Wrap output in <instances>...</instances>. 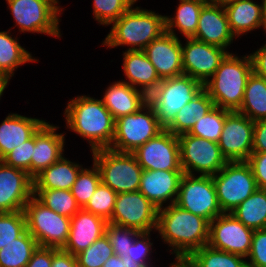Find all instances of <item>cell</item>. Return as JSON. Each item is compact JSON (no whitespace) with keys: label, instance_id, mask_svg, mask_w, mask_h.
Segmentation results:
<instances>
[{"label":"cell","instance_id":"6da1fadb","mask_svg":"<svg viewBox=\"0 0 266 267\" xmlns=\"http://www.w3.org/2000/svg\"><path fill=\"white\" fill-rule=\"evenodd\" d=\"M210 222L177 204L158 209L157 228L173 250L176 262H184L194 251L207 245Z\"/></svg>","mask_w":266,"mask_h":267},{"label":"cell","instance_id":"3957f363","mask_svg":"<svg viewBox=\"0 0 266 267\" xmlns=\"http://www.w3.org/2000/svg\"><path fill=\"white\" fill-rule=\"evenodd\" d=\"M240 58L229 53L204 84L214 105L228 111L240 109L248 78L253 72L250 55Z\"/></svg>","mask_w":266,"mask_h":267},{"label":"cell","instance_id":"6f0895ef","mask_svg":"<svg viewBox=\"0 0 266 267\" xmlns=\"http://www.w3.org/2000/svg\"><path fill=\"white\" fill-rule=\"evenodd\" d=\"M169 267H187V266L183 262L179 263L175 261V263H172Z\"/></svg>","mask_w":266,"mask_h":267},{"label":"cell","instance_id":"8fae6325","mask_svg":"<svg viewBox=\"0 0 266 267\" xmlns=\"http://www.w3.org/2000/svg\"><path fill=\"white\" fill-rule=\"evenodd\" d=\"M178 137L182 171L194 175H215L227 163L218 143L184 133ZM194 172V173H193Z\"/></svg>","mask_w":266,"mask_h":267},{"label":"cell","instance_id":"b9f144b4","mask_svg":"<svg viewBox=\"0 0 266 267\" xmlns=\"http://www.w3.org/2000/svg\"><path fill=\"white\" fill-rule=\"evenodd\" d=\"M27 230L24 211L0 213V250Z\"/></svg>","mask_w":266,"mask_h":267},{"label":"cell","instance_id":"1f68e13d","mask_svg":"<svg viewBox=\"0 0 266 267\" xmlns=\"http://www.w3.org/2000/svg\"><path fill=\"white\" fill-rule=\"evenodd\" d=\"M252 230L266 228V189H257L230 212Z\"/></svg>","mask_w":266,"mask_h":267},{"label":"cell","instance_id":"ffe728a7","mask_svg":"<svg viewBox=\"0 0 266 267\" xmlns=\"http://www.w3.org/2000/svg\"><path fill=\"white\" fill-rule=\"evenodd\" d=\"M192 37L226 49L235 36L231 33L225 8L206 3L200 12L196 33Z\"/></svg>","mask_w":266,"mask_h":267},{"label":"cell","instance_id":"5b68a950","mask_svg":"<svg viewBox=\"0 0 266 267\" xmlns=\"http://www.w3.org/2000/svg\"><path fill=\"white\" fill-rule=\"evenodd\" d=\"M204 89V84L182 74L162 80L148 95L160 125L166 129L175 119L177 112Z\"/></svg>","mask_w":266,"mask_h":267},{"label":"cell","instance_id":"74e56055","mask_svg":"<svg viewBox=\"0 0 266 267\" xmlns=\"http://www.w3.org/2000/svg\"><path fill=\"white\" fill-rule=\"evenodd\" d=\"M100 182V172L94 162L92 170L87 168L80 170L71 188V193L80 208L86 206Z\"/></svg>","mask_w":266,"mask_h":267},{"label":"cell","instance_id":"c3c4849f","mask_svg":"<svg viewBox=\"0 0 266 267\" xmlns=\"http://www.w3.org/2000/svg\"><path fill=\"white\" fill-rule=\"evenodd\" d=\"M52 266V248L41 247L33 252L32 257L26 267H51Z\"/></svg>","mask_w":266,"mask_h":267},{"label":"cell","instance_id":"bcb514c9","mask_svg":"<svg viewBox=\"0 0 266 267\" xmlns=\"http://www.w3.org/2000/svg\"><path fill=\"white\" fill-rule=\"evenodd\" d=\"M247 258L248 267H266V228L254 230Z\"/></svg>","mask_w":266,"mask_h":267},{"label":"cell","instance_id":"44dd1931","mask_svg":"<svg viewBox=\"0 0 266 267\" xmlns=\"http://www.w3.org/2000/svg\"><path fill=\"white\" fill-rule=\"evenodd\" d=\"M183 175V171L143 170L139 191L158 209L168 200L174 204Z\"/></svg>","mask_w":266,"mask_h":267},{"label":"cell","instance_id":"d6986e66","mask_svg":"<svg viewBox=\"0 0 266 267\" xmlns=\"http://www.w3.org/2000/svg\"><path fill=\"white\" fill-rule=\"evenodd\" d=\"M155 67L161 80L184 74L182 47L178 36L164 32L143 50Z\"/></svg>","mask_w":266,"mask_h":267},{"label":"cell","instance_id":"7a4b0ae2","mask_svg":"<svg viewBox=\"0 0 266 267\" xmlns=\"http://www.w3.org/2000/svg\"><path fill=\"white\" fill-rule=\"evenodd\" d=\"M65 109L67 128L88 141L91 150L109 148L115 135V120L99 99L78 96Z\"/></svg>","mask_w":266,"mask_h":267},{"label":"cell","instance_id":"4fadbf2b","mask_svg":"<svg viewBox=\"0 0 266 267\" xmlns=\"http://www.w3.org/2000/svg\"><path fill=\"white\" fill-rule=\"evenodd\" d=\"M158 208L139 190L118 193L108 223L148 232L157 228Z\"/></svg>","mask_w":266,"mask_h":267},{"label":"cell","instance_id":"816d5d0a","mask_svg":"<svg viewBox=\"0 0 266 267\" xmlns=\"http://www.w3.org/2000/svg\"><path fill=\"white\" fill-rule=\"evenodd\" d=\"M253 72L266 79V44L250 54Z\"/></svg>","mask_w":266,"mask_h":267},{"label":"cell","instance_id":"e0dca14e","mask_svg":"<svg viewBox=\"0 0 266 267\" xmlns=\"http://www.w3.org/2000/svg\"><path fill=\"white\" fill-rule=\"evenodd\" d=\"M186 39L185 46L181 42L184 74L205 84L230 52L193 37Z\"/></svg>","mask_w":266,"mask_h":267},{"label":"cell","instance_id":"7c38bea8","mask_svg":"<svg viewBox=\"0 0 266 267\" xmlns=\"http://www.w3.org/2000/svg\"><path fill=\"white\" fill-rule=\"evenodd\" d=\"M175 204L207 219L209 222L223 214L218 203L212 176L209 175L196 177L184 173Z\"/></svg>","mask_w":266,"mask_h":267},{"label":"cell","instance_id":"ab89813d","mask_svg":"<svg viewBox=\"0 0 266 267\" xmlns=\"http://www.w3.org/2000/svg\"><path fill=\"white\" fill-rule=\"evenodd\" d=\"M116 197V192L109 186L100 182L83 209L104 218L108 222L114 210Z\"/></svg>","mask_w":266,"mask_h":267},{"label":"cell","instance_id":"f5cc1de1","mask_svg":"<svg viewBox=\"0 0 266 267\" xmlns=\"http://www.w3.org/2000/svg\"><path fill=\"white\" fill-rule=\"evenodd\" d=\"M102 267H130V264L125 257L114 254L103 264Z\"/></svg>","mask_w":266,"mask_h":267},{"label":"cell","instance_id":"d6a6232c","mask_svg":"<svg viewBox=\"0 0 266 267\" xmlns=\"http://www.w3.org/2000/svg\"><path fill=\"white\" fill-rule=\"evenodd\" d=\"M175 17H165L166 31L176 36V27L184 37H192L197 30L199 15L203 6L207 3L199 0H179Z\"/></svg>","mask_w":266,"mask_h":267},{"label":"cell","instance_id":"52a82bcc","mask_svg":"<svg viewBox=\"0 0 266 267\" xmlns=\"http://www.w3.org/2000/svg\"><path fill=\"white\" fill-rule=\"evenodd\" d=\"M27 231L41 247L63 249L69 237L71 218L42 204L34 195L24 208Z\"/></svg>","mask_w":266,"mask_h":267},{"label":"cell","instance_id":"ac0fdd59","mask_svg":"<svg viewBox=\"0 0 266 267\" xmlns=\"http://www.w3.org/2000/svg\"><path fill=\"white\" fill-rule=\"evenodd\" d=\"M34 195V180L25 170L0 160V213L23 211Z\"/></svg>","mask_w":266,"mask_h":267},{"label":"cell","instance_id":"f546056e","mask_svg":"<svg viewBox=\"0 0 266 267\" xmlns=\"http://www.w3.org/2000/svg\"><path fill=\"white\" fill-rule=\"evenodd\" d=\"M26 62H37L32 55L12 38L10 30L0 32V77L10 81L14 71Z\"/></svg>","mask_w":266,"mask_h":267},{"label":"cell","instance_id":"d590c367","mask_svg":"<svg viewBox=\"0 0 266 267\" xmlns=\"http://www.w3.org/2000/svg\"><path fill=\"white\" fill-rule=\"evenodd\" d=\"M34 196L52 211L68 218L73 217L81 209L71 190L34 189Z\"/></svg>","mask_w":266,"mask_h":267},{"label":"cell","instance_id":"83f0119b","mask_svg":"<svg viewBox=\"0 0 266 267\" xmlns=\"http://www.w3.org/2000/svg\"><path fill=\"white\" fill-rule=\"evenodd\" d=\"M231 33L239 37L262 25V5L253 0H237L225 7Z\"/></svg>","mask_w":266,"mask_h":267},{"label":"cell","instance_id":"d4e9b609","mask_svg":"<svg viewBox=\"0 0 266 267\" xmlns=\"http://www.w3.org/2000/svg\"><path fill=\"white\" fill-rule=\"evenodd\" d=\"M123 56L124 74L130 83L125 80L123 82L134 88L141 86L140 90L148 96L162 81L155 67L143 50H126Z\"/></svg>","mask_w":266,"mask_h":267},{"label":"cell","instance_id":"60d3db41","mask_svg":"<svg viewBox=\"0 0 266 267\" xmlns=\"http://www.w3.org/2000/svg\"><path fill=\"white\" fill-rule=\"evenodd\" d=\"M136 2L137 0H93V14L98 23L110 25Z\"/></svg>","mask_w":266,"mask_h":267},{"label":"cell","instance_id":"f1b7e54d","mask_svg":"<svg viewBox=\"0 0 266 267\" xmlns=\"http://www.w3.org/2000/svg\"><path fill=\"white\" fill-rule=\"evenodd\" d=\"M214 106L213 100L204 88L196 97L177 112L175 119L166 130L176 136L188 133L193 125Z\"/></svg>","mask_w":266,"mask_h":267},{"label":"cell","instance_id":"2e32d148","mask_svg":"<svg viewBox=\"0 0 266 267\" xmlns=\"http://www.w3.org/2000/svg\"><path fill=\"white\" fill-rule=\"evenodd\" d=\"M132 153L143 170L182 171L178 137L166 129Z\"/></svg>","mask_w":266,"mask_h":267},{"label":"cell","instance_id":"5bb4252c","mask_svg":"<svg viewBox=\"0 0 266 267\" xmlns=\"http://www.w3.org/2000/svg\"><path fill=\"white\" fill-rule=\"evenodd\" d=\"M253 233L254 230L231 213H223L210 222L207 245L246 258L251 249Z\"/></svg>","mask_w":266,"mask_h":267},{"label":"cell","instance_id":"836d02e7","mask_svg":"<svg viewBox=\"0 0 266 267\" xmlns=\"http://www.w3.org/2000/svg\"><path fill=\"white\" fill-rule=\"evenodd\" d=\"M183 263L187 267H248L246 258L208 245L194 251Z\"/></svg>","mask_w":266,"mask_h":267},{"label":"cell","instance_id":"db71d44e","mask_svg":"<svg viewBox=\"0 0 266 267\" xmlns=\"http://www.w3.org/2000/svg\"><path fill=\"white\" fill-rule=\"evenodd\" d=\"M235 1L237 0H207V3L225 7L226 5L233 3Z\"/></svg>","mask_w":266,"mask_h":267},{"label":"cell","instance_id":"7bdbcfd3","mask_svg":"<svg viewBox=\"0 0 266 267\" xmlns=\"http://www.w3.org/2000/svg\"><path fill=\"white\" fill-rule=\"evenodd\" d=\"M140 232L129 227L119 226L113 223H107L105 235L113 248L114 254L126 257L130 246L133 244L135 237Z\"/></svg>","mask_w":266,"mask_h":267},{"label":"cell","instance_id":"4dcf8cb0","mask_svg":"<svg viewBox=\"0 0 266 267\" xmlns=\"http://www.w3.org/2000/svg\"><path fill=\"white\" fill-rule=\"evenodd\" d=\"M238 112L253 122L266 120V79L254 72L251 73Z\"/></svg>","mask_w":266,"mask_h":267},{"label":"cell","instance_id":"8992f818","mask_svg":"<svg viewBox=\"0 0 266 267\" xmlns=\"http://www.w3.org/2000/svg\"><path fill=\"white\" fill-rule=\"evenodd\" d=\"M92 153L103 184L117 194L139 190L143 169L133 153L117 152L110 148Z\"/></svg>","mask_w":266,"mask_h":267},{"label":"cell","instance_id":"4316f807","mask_svg":"<svg viewBox=\"0 0 266 267\" xmlns=\"http://www.w3.org/2000/svg\"><path fill=\"white\" fill-rule=\"evenodd\" d=\"M82 168L78 163L71 162L62 156L33 179L34 189L71 190Z\"/></svg>","mask_w":266,"mask_h":267},{"label":"cell","instance_id":"e575fe53","mask_svg":"<svg viewBox=\"0 0 266 267\" xmlns=\"http://www.w3.org/2000/svg\"><path fill=\"white\" fill-rule=\"evenodd\" d=\"M38 246L35 238L26 230L0 250V267H26Z\"/></svg>","mask_w":266,"mask_h":267},{"label":"cell","instance_id":"9c48e42d","mask_svg":"<svg viewBox=\"0 0 266 267\" xmlns=\"http://www.w3.org/2000/svg\"><path fill=\"white\" fill-rule=\"evenodd\" d=\"M163 130L152 106L147 102L137 112L115 120V135L109 148L132 153Z\"/></svg>","mask_w":266,"mask_h":267},{"label":"cell","instance_id":"11a10c76","mask_svg":"<svg viewBox=\"0 0 266 267\" xmlns=\"http://www.w3.org/2000/svg\"><path fill=\"white\" fill-rule=\"evenodd\" d=\"M262 25L261 27L264 28L266 32V0H262Z\"/></svg>","mask_w":266,"mask_h":267},{"label":"cell","instance_id":"cb8c5ba5","mask_svg":"<svg viewBox=\"0 0 266 267\" xmlns=\"http://www.w3.org/2000/svg\"><path fill=\"white\" fill-rule=\"evenodd\" d=\"M101 101L116 120L137 112L148 102V96L126 82L117 81L107 88Z\"/></svg>","mask_w":266,"mask_h":267},{"label":"cell","instance_id":"484cf974","mask_svg":"<svg viewBox=\"0 0 266 267\" xmlns=\"http://www.w3.org/2000/svg\"><path fill=\"white\" fill-rule=\"evenodd\" d=\"M45 123L19 114H8L0 124V160L10 151L30 139Z\"/></svg>","mask_w":266,"mask_h":267},{"label":"cell","instance_id":"603a6c76","mask_svg":"<svg viewBox=\"0 0 266 267\" xmlns=\"http://www.w3.org/2000/svg\"><path fill=\"white\" fill-rule=\"evenodd\" d=\"M59 127L45 122L35 133V146L31 158V177L57 162L64 152V134L56 133Z\"/></svg>","mask_w":266,"mask_h":267},{"label":"cell","instance_id":"9a60e30c","mask_svg":"<svg viewBox=\"0 0 266 267\" xmlns=\"http://www.w3.org/2000/svg\"><path fill=\"white\" fill-rule=\"evenodd\" d=\"M254 122L238 111H228L218 141L228 162L247 161L253 151Z\"/></svg>","mask_w":266,"mask_h":267},{"label":"cell","instance_id":"277c9868","mask_svg":"<svg viewBox=\"0 0 266 267\" xmlns=\"http://www.w3.org/2000/svg\"><path fill=\"white\" fill-rule=\"evenodd\" d=\"M165 17L147 9L131 7L113 22L102 45L108 48L128 45L130 51L144 50L152 40L166 32Z\"/></svg>","mask_w":266,"mask_h":267},{"label":"cell","instance_id":"7402d4cb","mask_svg":"<svg viewBox=\"0 0 266 267\" xmlns=\"http://www.w3.org/2000/svg\"><path fill=\"white\" fill-rule=\"evenodd\" d=\"M107 221L81 208L71 217L69 237L63 250L76 256L105 234Z\"/></svg>","mask_w":266,"mask_h":267},{"label":"cell","instance_id":"ee69618b","mask_svg":"<svg viewBox=\"0 0 266 267\" xmlns=\"http://www.w3.org/2000/svg\"><path fill=\"white\" fill-rule=\"evenodd\" d=\"M150 231L140 232L130 246L126 260L130 267H150L148 257L150 255L153 243L150 242Z\"/></svg>","mask_w":266,"mask_h":267},{"label":"cell","instance_id":"ba28073f","mask_svg":"<svg viewBox=\"0 0 266 267\" xmlns=\"http://www.w3.org/2000/svg\"><path fill=\"white\" fill-rule=\"evenodd\" d=\"M219 206L230 213L258 189L250 165L246 161L228 162L212 175Z\"/></svg>","mask_w":266,"mask_h":267},{"label":"cell","instance_id":"30bf717a","mask_svg":"<svg viewBox=\"0 0 266 267\" xmlns=\"http://www.w3.org/2000/svg\"><path fill=\"white\" fill-rule=\"evenodd\" d=\"M20 32L60 37L58 0H6Z\"/></svg>","mask_w":266,"mask_h":267},{"label":"cell","instance_id":"8d00e7d4","mask_svg":"<svg viewBox=\"0 0 266 267\" xmlns=\"http://www.w3.org/2000/svg\"><path fill=\"white\" fill-rule=\"evenodd\" d=\"M228 110L214 106L201 117L188 134L218 143Z\"/></svg>","mask_w":266,"mask_h":267},{"label":"cell","instance_id":"f6af8a7d","mask_svg":"<svg viewBox=\"0 0 266 267\" xmlns=\"http://www.w3.org/2000/svg\"><path fill=\"white\" fill-rule=\"evenodd\" d=\"M34 146L35 134L20 146L10 151L2 161L8 166L25 170L31 176V158Z\"/></svg>","mask_w":266,"mask_h":267},{"label":"cell","instance_id":"f907efd6","mask_svg":"<svg viewBox=\"0 0 266 267\" xmlns=\"http://www.w3.org/2000/svg\"><path fill=\"white\" fill-rule=\"evenodd\" d=\"M51 267H78L76 256L63 249L52 248Z\"/></svg>","mask_w":266,"mask_h":267},{"label":"cell","instance_id":"f35d334b","mask_svg":"<svg viewBox=\"0 0 266 267\" xmlns=\"http://www.w3.org/2000/svg\"><path fill=\"white\" fill-rule=\"evenodd\" d=\"M114 255L107 236L94 241L88 248L76 255L78 267H102Z\"/></svg>","mask_w":266,"mask_h":267},{"label":"cell","instance_id":"9f6ffc18","mask_svg":"<svg viewBox=\"0 0 266 267\" xmlns=\"http://www.w3.org/2000/svg\"><path fill=\"white\" fill-rule=\"evenodd\" d=\"M8 82L6 79L0 77V98L5 90V88L8 85Z\"/></svg>","mask_w":266,"mask_h":267},{"label":"cell","instance_id":"7dc6e473","mask_svg":"<svg viewBox=\"0 0 266 267\" xmlns=\"http://www.w3.org/2000/svg\"><path fill=\"white\" fill-rule=\"evenodd\" d=\"M259 189H266V152H252L246 161Z\"/></svg>","mask_w":266,"mask_h":267},{"label":"cell","instance_id":"681fc988","mask_svg":"<svg viewBox=\"0 0 266 267\" xmlns=\"http://www.w3.org/2000/svg\"><path fill=\"white\" fill-rule=\"evenodd\" d=\"M252 152H266V120L254 122Z\"/></svg>","mask_w":266,"mask_h":267}]
</instances>
